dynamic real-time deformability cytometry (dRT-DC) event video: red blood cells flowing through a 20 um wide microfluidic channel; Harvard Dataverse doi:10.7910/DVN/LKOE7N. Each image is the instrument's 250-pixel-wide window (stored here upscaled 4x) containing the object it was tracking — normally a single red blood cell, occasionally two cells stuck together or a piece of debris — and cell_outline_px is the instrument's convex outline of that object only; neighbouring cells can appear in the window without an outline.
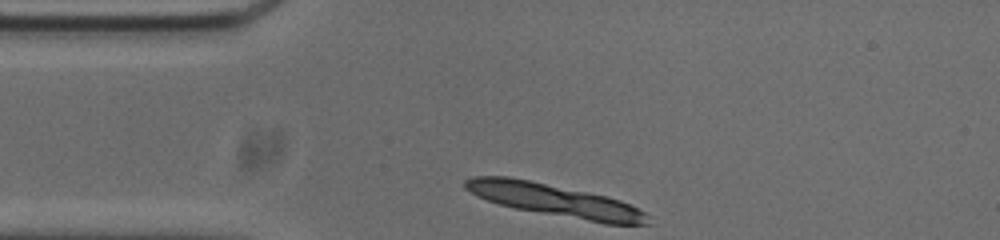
{"species": "common noctule bat (a hibernating species)", "species_latin": "Nyctalus noctula", "temperature_condition": "cold", "stored_images_in_passage": 34, "segment_of_instrument_passage": [1, 2], "camera_frame_rate_fps": 3000, "um_per_image_px": 0.085, "animal": {"sex": "male", "body_mass_g": 20.0, "forearm_length_mm": 53.3}, "frame": {"image": 1, "passage_image": 1, "time_ms": 0.0, "image_size_px": [1000, 240], "cell_outline_px": [[648, 224], [604, 224], [516, 208], [500, 204], [476, 196], [464, 188], [464, 180], [472, 176], [508, 176], [608, 196], [620, 200], [644, 212], [648, 216]], "centroid_in_image_um": [47.13, 17.02], "position_along_channel_um": 37.9, "area_um2": 34.16}}